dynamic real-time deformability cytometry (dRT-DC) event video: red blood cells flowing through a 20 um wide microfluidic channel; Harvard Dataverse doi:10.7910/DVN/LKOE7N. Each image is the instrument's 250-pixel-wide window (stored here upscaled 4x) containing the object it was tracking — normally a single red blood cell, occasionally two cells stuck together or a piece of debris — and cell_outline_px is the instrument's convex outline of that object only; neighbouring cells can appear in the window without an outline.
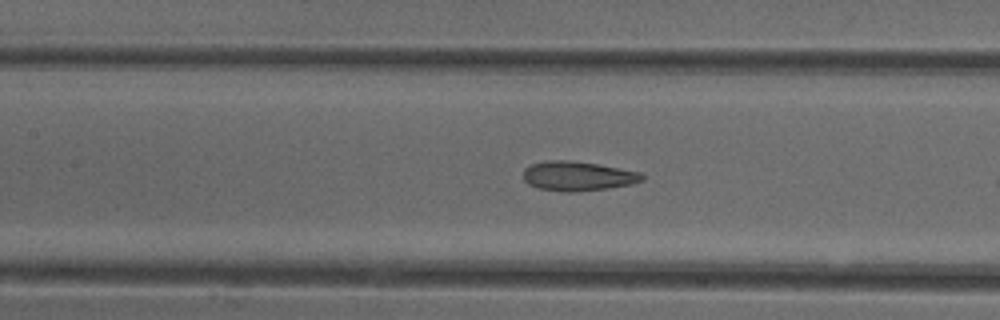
{"species": "common noctule bat (a hibernating species)", "species_latin": "Nyctalus noctula", "temperature_condition": "cold", "stored_images_in_passage": 28, "camera_frame_rate_fps": 3000, "um_per_image_px": 0.085, "animal": {"sex": "female"}, "frame": {"image": 1, "passage_image": 23, "time_ms": 7.333, "image_size_px": [1000, 320], "cell_outline_px": [[644, 180], [632, 184], [608, 188], [572, 192], [564, 192], [540, 188], [528, 184], [524, 180], [524, 168], [532, 164], [544, 160], [568, 160], [596, 164], [640, 172], [644, 176]], "centroid_in_image_um": [49.1, 14.96], "position_along_channel_um": 158.3, "area_um2": 20.29}}
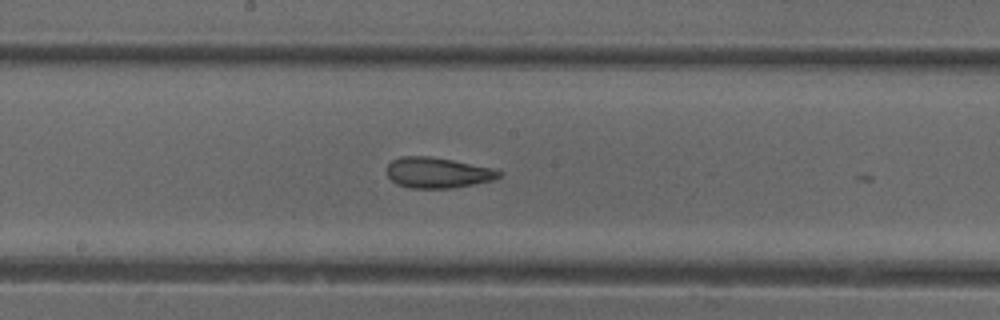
{"frame": {"image": 2, "passage_image": 27, "time_ms": 8.667, "image_size_px": [1000, 320], "cell_outline_px": [[504, 172], [500, 176], [492, 180], [452, 188], [408, 188], [396, 184], [388, 176], [388, 164], [392, 160], [400, 156], [428, 156], [452, 160], [492, 168]], "centroid_in_image_um": [37.18, 14.68], "position_along_channel_um": 211.0, "area_um2": 19.88}}